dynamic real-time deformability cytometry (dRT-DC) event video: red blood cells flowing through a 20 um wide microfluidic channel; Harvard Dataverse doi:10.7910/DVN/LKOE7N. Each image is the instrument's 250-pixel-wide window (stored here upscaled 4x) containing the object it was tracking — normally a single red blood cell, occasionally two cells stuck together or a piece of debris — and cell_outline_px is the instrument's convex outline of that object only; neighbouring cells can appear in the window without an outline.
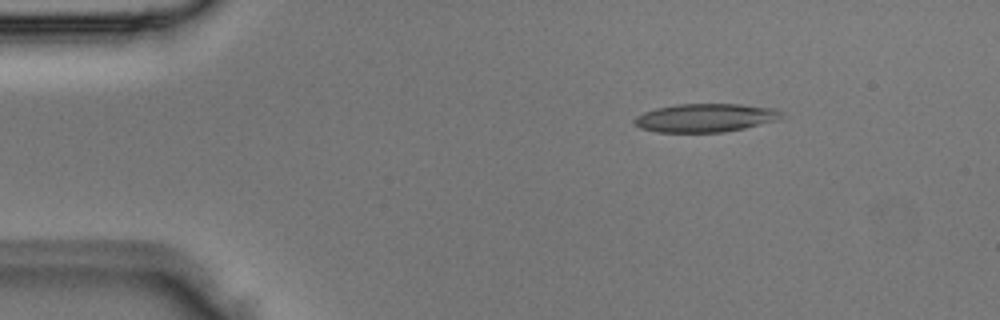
{"species": "Egyptian fruit bat (a non-hibernating species)", "species_latin": "Rousettus aegyptiacus", "temperature_condition": "room temperature", "stored_images_in_passage": 3, "camera_frame_rate_fps": 3000, "um_per_image_px": 0.085, "animal": {"sex": "male"}, "frame": {"image": 1, "passage_image": 2, "time_ms": 0.333, "image_size_px": [1000, 320], "cell_outline_px": [[784, 112], [776, 120], [744, 128], [724, 132], [656, 132], [640, 128], [632, 120], [636, 116], [644, 112], [656, 108], [676, 104], [740, 104], [776, 108]], "centroid_in_image_um": [59.94, 10.01], "position_along_channel_um": 25.1, "area_um2": 24.33}}